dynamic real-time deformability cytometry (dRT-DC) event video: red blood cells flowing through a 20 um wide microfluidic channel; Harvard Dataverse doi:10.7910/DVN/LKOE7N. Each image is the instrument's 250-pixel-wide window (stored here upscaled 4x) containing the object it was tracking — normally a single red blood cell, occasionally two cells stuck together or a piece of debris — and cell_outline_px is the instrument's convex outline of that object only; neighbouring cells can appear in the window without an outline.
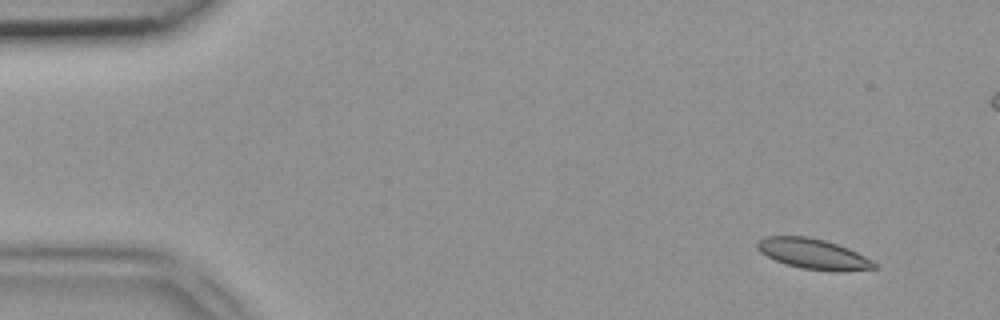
{"species": "common noctule bat (a hibernating species)", "species_latin": "Nyctalus noctula", "temperature_condition": "room temperature", "stored_images_in_passage": 4, "camera_frame_rate_fps": 3000, "um_per_image_px": 0.085, "animal": {"sex": "female", "body_mass_g": 18.4}, "frame": {"image": 1, "passage_image": 1, "time_ms": 0.0, "image_size_px": [1000, 320], "cell_outline_px": [[880, 268], [840, 272], [836, 272], [804, 268], [788, 264], [776, 260], [760, 252], [756, 248], [756, 244], [764, 236], [808, 236], [824, 240], [848, 248], [872, 260]], "centroid_in_image_um": [69.15, 21.58], "position_along_channel_um": 15.8, "area_um2": 20.58}}